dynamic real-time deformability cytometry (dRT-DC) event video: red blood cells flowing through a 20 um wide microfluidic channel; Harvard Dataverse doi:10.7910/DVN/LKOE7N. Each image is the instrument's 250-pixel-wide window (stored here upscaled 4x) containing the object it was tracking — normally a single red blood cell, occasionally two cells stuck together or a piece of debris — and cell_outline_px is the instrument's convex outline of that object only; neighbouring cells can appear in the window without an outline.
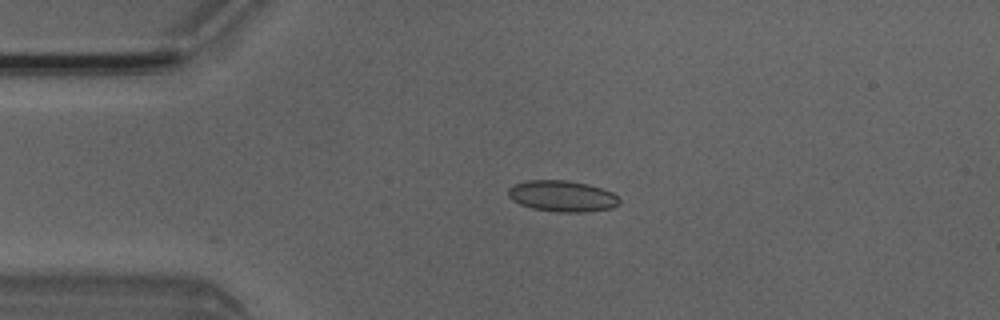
{"species": "Egyptian fruit bat (a non-hibernating species)", "species_latin": "Rousettus aegyptiacus", "temperature_condition": "room temperature", "stored_images_in_passage": 7, "camera_frame_rate_fps": 3000, "um_per_image_px": 0.085, "animal": {"sex": "male"}, "frame": {"image": 1, "passage_image": 3, "time_ms": 0.667, "image_size_px": [1000, 320], "cell_outline_px": [[620, 204], [612, 208], [584, 212], [556, 212], [532, 208], [520, 204], [512, 200], [508, 196], [508, 188], [516, 184], [528, 180], [564, 180], [588, 184], [612, 192], [620, 200]], "centroid_in_image_um": [47.79, 16.67], "position_along_channel_um": 37.2, "area_um2": 20.11}}
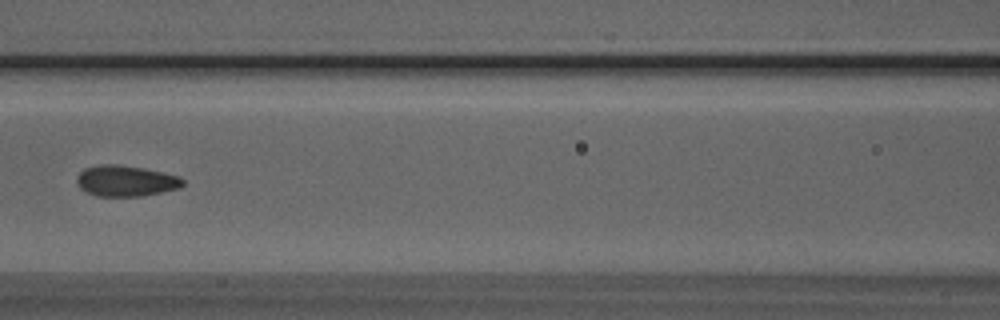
{"frame": {"image": 2, "passage_image": 6, "time_ms": 1.667, "image_size_px": [1000, 320], "cell_outline_px": [[184, 184], [180, 188], [144, 196], [96, 196], [80, 188], [76, 184], [76, 176], [84, 168], [104, 164], [116, 164], [144, 168], [180, 176], [184, 180]], "centroid_in_image_um": [10.7, 15.38], "position_along_channel_um": 155.9, "area_um2": 19.25}}